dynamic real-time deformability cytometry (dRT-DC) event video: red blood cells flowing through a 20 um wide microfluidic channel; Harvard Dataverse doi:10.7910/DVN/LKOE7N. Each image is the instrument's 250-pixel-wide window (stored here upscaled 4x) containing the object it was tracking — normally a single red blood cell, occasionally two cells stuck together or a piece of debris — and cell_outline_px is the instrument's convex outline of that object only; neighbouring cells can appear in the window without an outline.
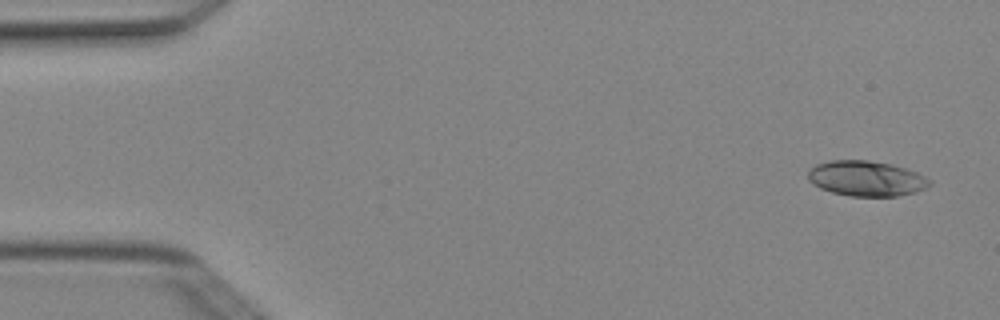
{"species": "Egyptian fruit bat (a non-hibernating species)", "species_latin": "Rousettus aegyptiacus", "temperature_condition": "cold", "stored_images_in_passage": 4, "camera_frame_rate_fps": 3000, "um_per_image_px": 0.085, "animal": {"sex": "female"}, "frame": {"image": 1, "passage_image": 1, "time_ms": 0.0, "image_size_px": [1000, 320], "cell_outline_px": [[932, 184], [916, 192], [896, 196], [848, 196], [832, 192], [820, 188], [812, 184], [808, 180], [808, 172], [816, 164], [832, 160], [868, 160], [892, 164], [916, 172], [932, 180]], "centroid_in_image_um": [73.63, 15.17], "position_along_channel_um": 11.4, "area_um2": 25.03}}
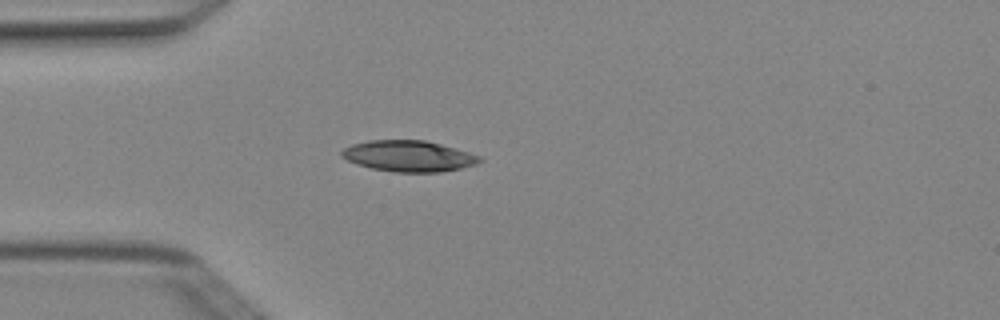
{"frame": {"image": 2, "passage_image": 4, "time_ms": 1.0, "image_size_px": [1000, 320], "cell_outline_px": [[484, 160], [476, 164], [460, 168], [440, 172], [392, 172], [372, 168], [348, 160], [340, 156], [340, 152], [344, 148], [352, 144], [368, 140], [424, 140], [456, 148], [480, 156]], "centroid_in_image_um": [34.74, 13.26], "position_along_channel_um": 50.3, "area_um2": 24.85}}